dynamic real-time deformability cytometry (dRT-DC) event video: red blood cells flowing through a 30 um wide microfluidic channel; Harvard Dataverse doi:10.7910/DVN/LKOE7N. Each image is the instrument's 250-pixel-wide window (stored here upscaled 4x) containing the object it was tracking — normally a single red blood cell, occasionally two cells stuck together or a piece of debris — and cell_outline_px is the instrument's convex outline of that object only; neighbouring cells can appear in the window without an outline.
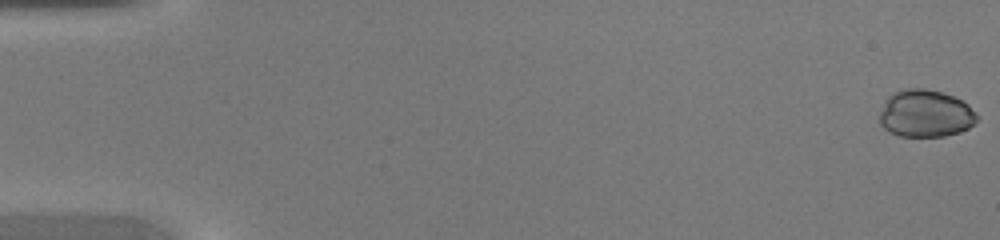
{"species": "common noctule bat (a hibernating species)", "species_latin": "Nyctalus noctula", "temperature_condition": "warm", "stored_images_in_passage": 46, "camera_frame_rate_fps": 3000, "um_per_image_px": 0.085, "animal": {"sex": "female", "body_mass_g": 20.0, "forearm_length_mm": 54.0}, "frame": {"image": 1, "passage_image": 1, "time_ms": 0.0, "image_size_px": [1000, 240], "cell_outline_px": [[976, 120], [968, 128], [960, 132], [944, 136], [900, 136], [884, 128], [880, 124], [880, 112], [888, 96], [892, 92], [908, 88], [924, 88], [940, 92], [952, 96], [968, 104], [976, 112]], "centroid_in_image_um": [78.65, 9.65], "position_along_channel_um": 6.3, "area_um2": 26.65}}
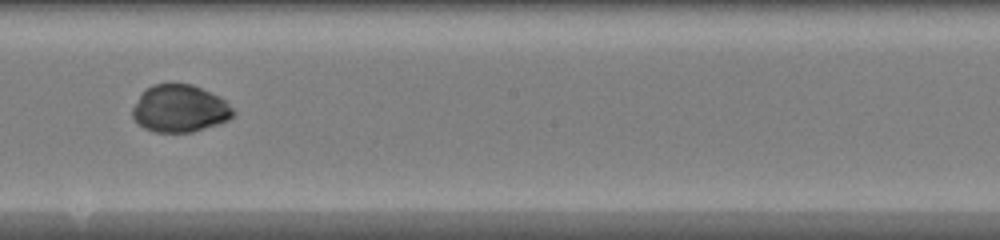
{"frame": {"image": 2, "passage_image": 27, "time_ms": 8.667, "image_size_px": [1000, 240], "cell_outline_px": [[236, 112], [228, 120], [192, 132], [152, 132], [144, 128], [132, 116], [132, 108], [140, 92], [144, 88], [152, 84], [192, 84], [224, 100]], "centroid_in_image_um": [15.22, 9.23], "position_along_channel_um": 233.0, "area_um2": 27.63}}
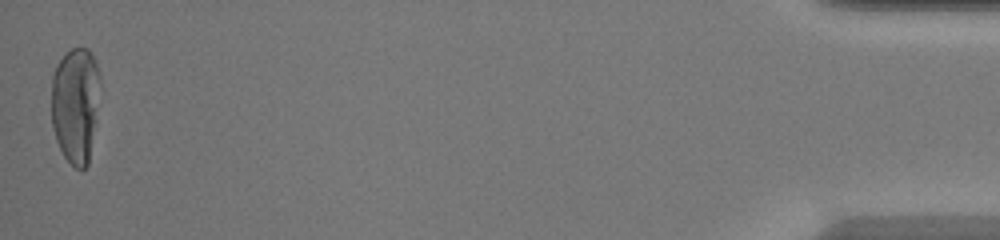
{"frame": {"image": 3, "passage_image": 46, "time_ms": 15.0, "image_size_px": [1000, 240], "cell_outline_px": [[100, 84], [96, 120], [88, 164], [84, 168], [76, 168], [64, 156], [56, 140], [52, 124], [52, 76], [56, 64], [72, 48], [88, 48], [96, 64], [100, 76]], "centroid_in_image_um": [6.42, 8.89], "position_along_channel_um": 428.8, "area_um2": 32.77}}